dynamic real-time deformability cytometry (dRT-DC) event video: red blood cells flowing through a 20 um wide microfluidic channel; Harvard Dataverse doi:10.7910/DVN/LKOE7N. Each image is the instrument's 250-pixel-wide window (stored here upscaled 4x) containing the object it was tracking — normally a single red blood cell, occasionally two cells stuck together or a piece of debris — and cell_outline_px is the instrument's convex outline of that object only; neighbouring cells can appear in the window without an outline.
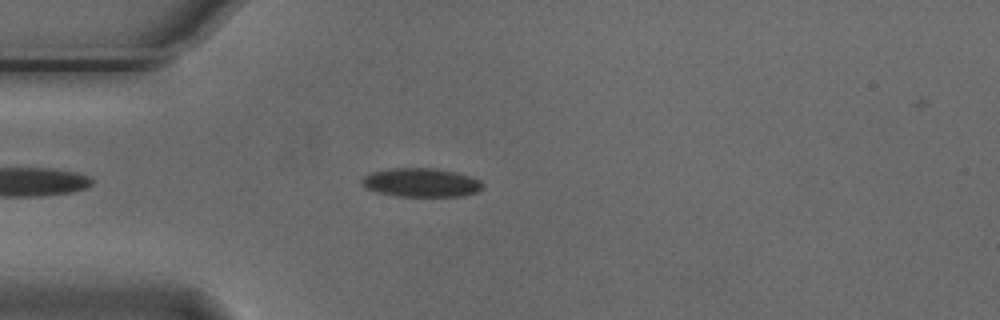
{"species": "Egyptian fruit bat (a non-hibernating species)", "species_latin": "Rousettus aegyptiacus", "temperature_condition": "cold", "stored_images_in_passage": 46, "camera_frame_rate_fps": 3000, "um_per_image_px": 0.085, "animal": {"sex": "male"}, "frame": {"image": 1, "passage_image": 6, "time_ms": 1.667, "image_size_px": [1000, 320], "cell_outline_px": [[484, 188], [476, 192], [464, 196], [396, 196], [376, 192], [364, 188], [360, 180], [364, 176], [372, 172], [388, 168], [436, 168], [456, 172], [480, 180], [484, 184]], "centroid_in_image_um": [35.78, 15.52], "position_along_channel_um": 49.2, "area_um2": 20.46}}
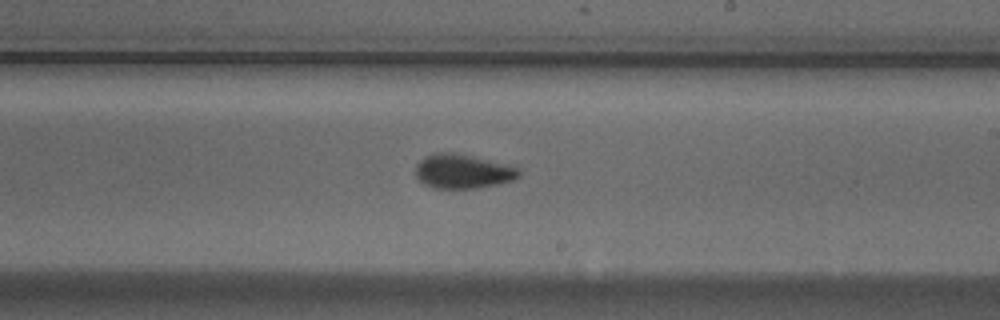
{"frame": {"image": 2, "passage_image": 23, "time_ms": 7.333, "image_size_px": [1000, 320], "cell_outline_px": [[520, 176], [512, 180], [496, 184], [476, 188], [436, 188], [424, 184], [416, 176], [416, 164], [424, 156], [436, 152], [452, 152], [520, 168]], "centroid_in_image_um": [39.29, 14.56], "position_along_channel_um": 249.7, "area_um2": 20.29}}
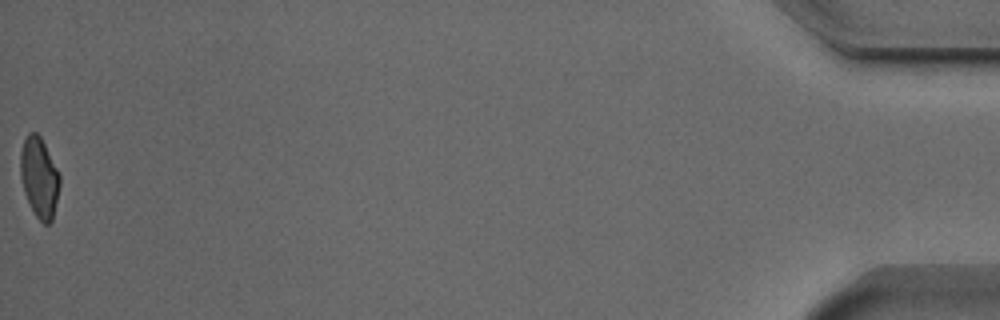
{"frame": {"image": 3, "passage_image": 46, "time_ms": 15.0, "image_size_px": [1000, 320], "cell_outline_px": [[60, 184], [52, 220], [48, 224], [44, 224], [36, 216], [24, 192], [20, 176], [20, 152], [24, 140], [28, 132], [36, 132], [40, 136], [60, 176]], "centroid_in_image_um": [3.32, 15.07], "position_along_channel_um": 431.9, "area_um2": 18.09}, "authors_computed_cell_mechanics": {"area_um2": 19.8254, "velocity_mm_per_s": 3.7504, "shape_relaxation_time_tau1_ms": 3.8632, "shape_relaxation_time_tau2_ms": 2.4576, "deformation_change_tau1": 0.1246, "deformation_change_tau2": 0.068}}